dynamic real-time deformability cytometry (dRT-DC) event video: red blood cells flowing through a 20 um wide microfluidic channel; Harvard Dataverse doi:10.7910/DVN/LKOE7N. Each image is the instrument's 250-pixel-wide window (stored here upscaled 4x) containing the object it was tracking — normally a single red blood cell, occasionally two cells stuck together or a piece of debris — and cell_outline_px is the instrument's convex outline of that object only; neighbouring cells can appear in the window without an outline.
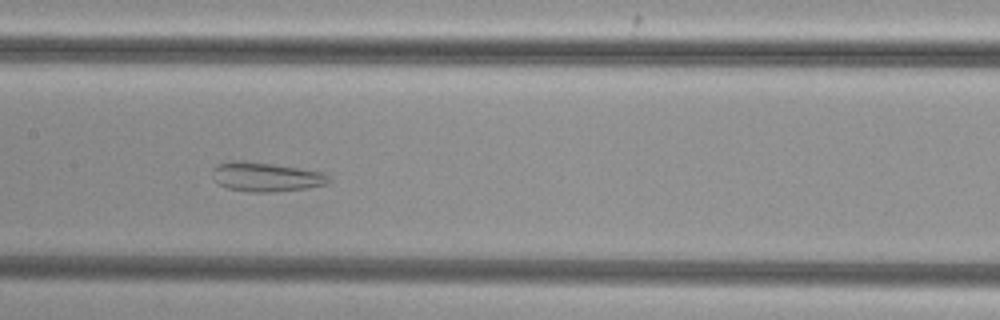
{"species": "common noctule bat (a hibernating species)", "species_latin": "Nyctalus noctula", "temperature_condition": "cold", "stored_images_in_passage": 48, "camera_frame_rate_fps": 3000, "um_per_image_px": 0.085, "animal": {"sex": "female", "body_mass_g": 29.2, "forearm_length_mm": 56.3}, "frame": {"image": 1, "passage_image": 22, "time_ms": 7.0, "image_size_px": [1000, 320], "cell_outline_px": [[332, 180], [328, 184], [304, 188], [268, 192], [252, 192], [228, 188], [216, 184], [212, 172], [212, 168], [216, 164], [228, 160], [244, 160], [300, 168], [324, 172]], "centroid_in_image_um": [22.56, 15.02], "position_along_channel_um": 184.8, "area_um2": 20.0}}
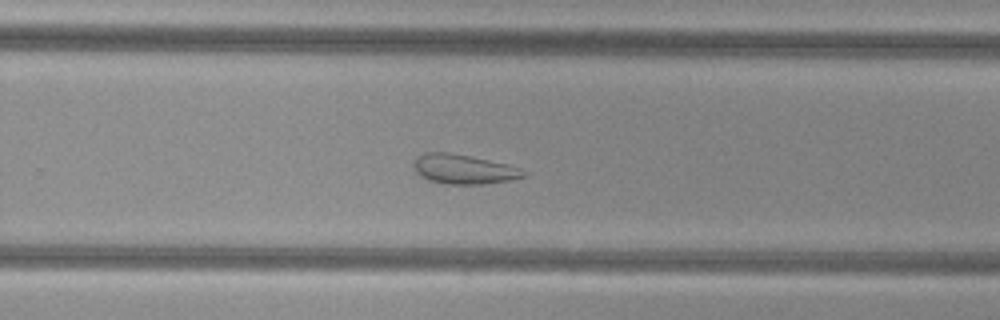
{"frame": {"image": 2, "passage_image": 30, "time_ms": 9.667, "image_size_px": [1000, 320], "cell_outline_px": [[532, 172], [528, 176], [508, 180], [484, 184], [444, 184], [428, 180], [420, 176], [416, 172], [416, 160], [424, 152], [448, 152], [508, 164]], "centroid_in_image_um": [39.5, 14.4], "position_along_channel_um": 290.3, "area_um2": 18.84}}
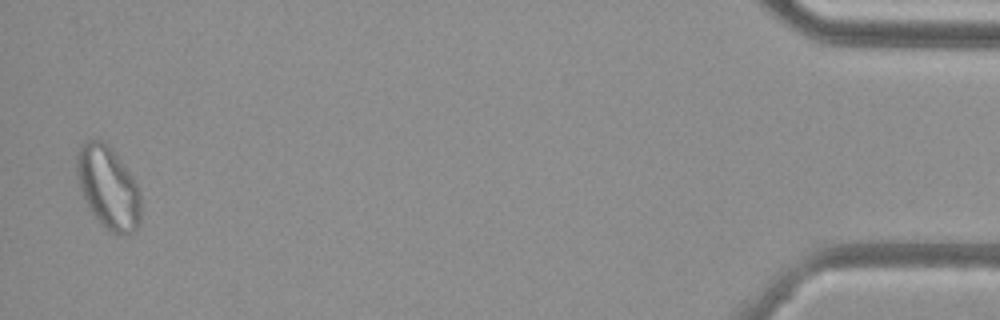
{"frame": {"image": 3, "passage_image": 47, "time_ms": 15.333, "image_size_px": [1000, 320], "cell_outline_px": [[140, 220], [136, 232], [120, 236], [116, 236], [108, 232], [88, 208], [80, 188], [76, 176], [76, 156], [80, 144], [88, 140], [104, 140], [112, 148], [132, 176], [140, 192]], "centroid_in_image_um": [9.19, 15.96], "position_along_channel_um": 426.0, "area_um2": 31.33}}